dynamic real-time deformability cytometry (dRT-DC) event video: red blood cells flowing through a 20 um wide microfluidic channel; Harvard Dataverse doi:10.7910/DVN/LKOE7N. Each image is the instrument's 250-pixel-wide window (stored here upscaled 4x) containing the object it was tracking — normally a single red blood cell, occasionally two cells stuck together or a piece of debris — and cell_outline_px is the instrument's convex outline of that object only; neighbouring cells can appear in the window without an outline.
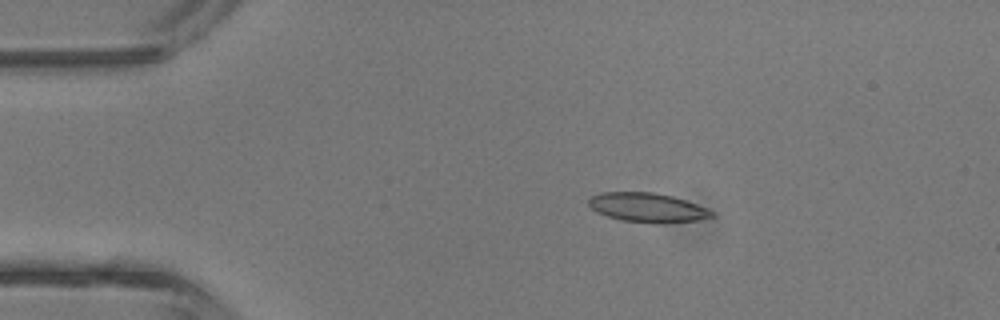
{"species": "common noctule bat (a hibernating species)", "species_latin": "Nyctalus noctula", "temperature_condition": "room temperature", "stored_images_in_passage": 4, "camera_frame_rate_fps": 3000, "um_per_image_px": 0.085, "animal": {"sex": "male", "body_mass_g": 13.3}, "frame": {"image": 1, "passage_image": 3, "time_ms": 2.0, "image_size_px": [1000, 320], "cell_outline_px": [[716, 216], [700, 220], [664, 224], [652, 224], [620, 220], [596, 212], [588, 204], [588, 196], [600, 192], [652, 192], [672, 196], [708, 208]], "centroid_in_image_um": [55.02, 17.66], "position_along_channel_um": 30.0, "area_um2": 21.39}}